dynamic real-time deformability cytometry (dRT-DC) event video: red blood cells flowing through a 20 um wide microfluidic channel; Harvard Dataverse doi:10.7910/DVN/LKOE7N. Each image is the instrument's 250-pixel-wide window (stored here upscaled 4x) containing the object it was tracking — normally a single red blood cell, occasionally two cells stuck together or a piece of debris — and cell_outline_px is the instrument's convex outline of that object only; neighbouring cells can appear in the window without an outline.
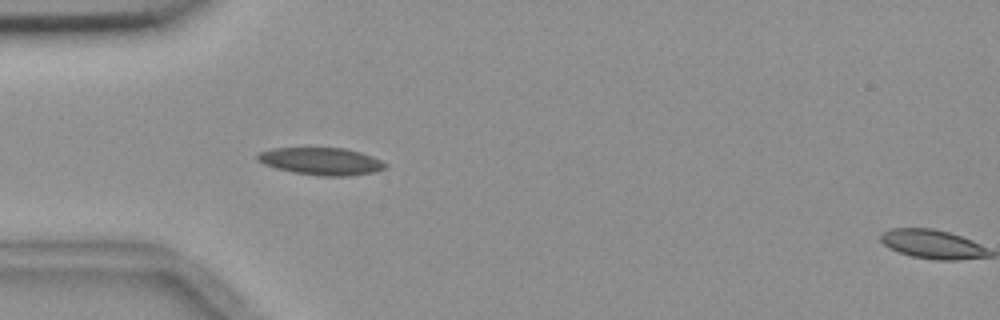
{"species": "common noctule bat (a hibernating species)", "species_latin": "Nyctalus noctula", "temperature_condition": "room temperature", "stored_images_in_passage": 11, "camera_frame_rate_fps": 3000, "um_per_image_px": 0.085, "animal": {"sex": "female", "body_mass_g": 18.4}, "frame": {"image": 1, "passage_image": 10, "time_ms": 3.0, "image_size_px": [1000, 320], "cell_outline_px": [[388, 168], [376, 172], [348, 176], [320, 176], [292, 172], [276, 168], [264, 164], [256, 160], [256, 156], [260, 152], [272, 148], [344, 148], [360, 152], [372, 156], [388, 164]], "centroid_in_image_um": [27.33, 13.71], "position_along_channel_um": 57.7, "area_um2": 20.52}}